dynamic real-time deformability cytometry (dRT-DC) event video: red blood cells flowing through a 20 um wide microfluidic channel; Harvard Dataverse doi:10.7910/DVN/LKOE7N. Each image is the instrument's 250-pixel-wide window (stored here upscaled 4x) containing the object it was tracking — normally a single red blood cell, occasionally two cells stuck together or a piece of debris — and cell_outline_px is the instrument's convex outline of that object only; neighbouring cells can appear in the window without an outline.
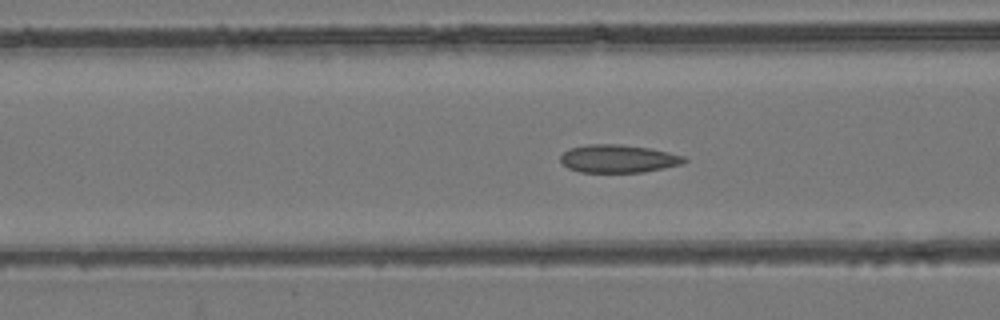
{"species": "common noctule bat (a hibernating species)", "species_latin": "Nyctalus noctula", "temperature_condition": "room temperature", "stored_images_in_passage": 37, "camera_frame_rate_fps": 3000, "um_per_image_px": 0.085, "animal": {"sex": "female", "body_mass_g": 24.6, "forearm_length_mm": 56.2}, "frame": {"image": 1, "passage_image": 5, "time_ms": 1.333, "image_size_px": [1000, 320], "cell_outline_px": [[688, 160], [684, 164], [644, 172], [580, 172], [568, 168], [560, 160], [560, 156], [564, 152], [572, 148], [588, 144], [620, 144], [648, 148], [668, 152], [684, 156]], "centroid_in_image_um": [52.58, 13.49], "position_along_channel_um": 114.0, "area_um2": 20.11}}
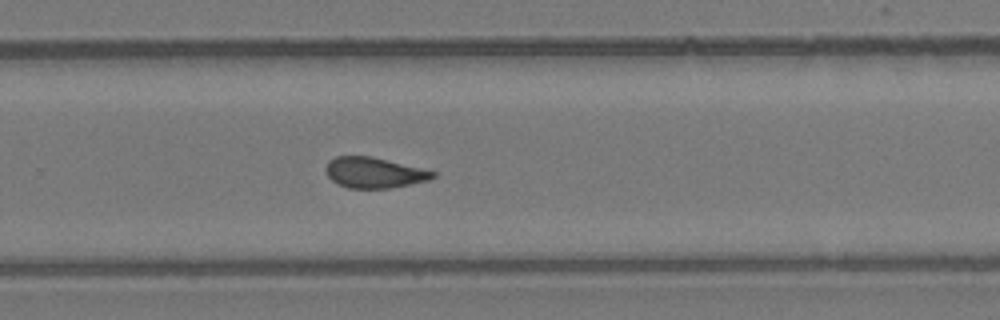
{"frame": {"image": 2, "passage_image": 19, "time_ms": 6.0, "image_size_px": [1000, 320], "cell_outline_px": [[436, 176], [428, 180], [388, 188], [348, 188], [336, 184], [328, 176], [324, 168], [328, 160], [336, 156], [372, 156], [436, 172]], "centroid_in_image_um": [31.74, 14.67], "position_along_channel_um": 298.1, "area_um2": 19.02}}
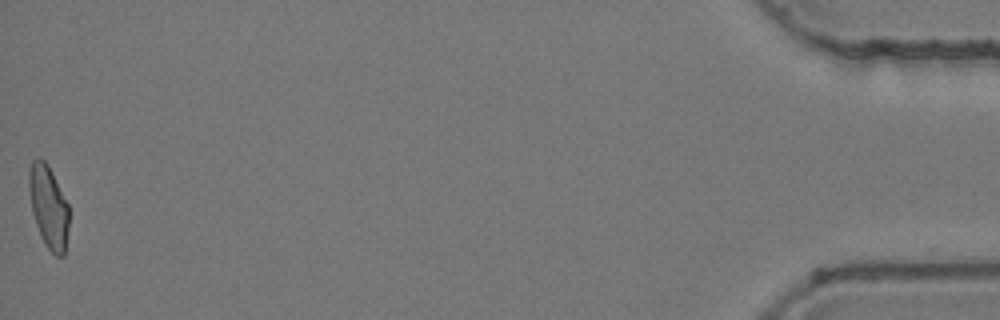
{"frame": {"image": 3, "passage_image": 37, "time_ms": 12.0, "image_size_px": [1000, 320], "cell_outline_px": [[68, 228], [64, 256], [56, 256], [44, 244], [40, 236], [32, 212], [28, 188], [28, 172], [32, 160], [36, 156], [44, 160], [48, 164], [68, 204]], "centroid_in_image_um": [4.1, 17.55], "position_along_channel_um": 431.1, "area_um2": 19.36}, "authors_computed_cell_mechanics": {"area_um2": 19.4786, "velocity_mm_per_s": 3.9371, "shape_relaxation_time_tau1_ms": null, "shape_relaxation_time_tau2_ms": 2.4652, "deformation_change_tau1": null, "deformation_change_tau2": 0.0735}}